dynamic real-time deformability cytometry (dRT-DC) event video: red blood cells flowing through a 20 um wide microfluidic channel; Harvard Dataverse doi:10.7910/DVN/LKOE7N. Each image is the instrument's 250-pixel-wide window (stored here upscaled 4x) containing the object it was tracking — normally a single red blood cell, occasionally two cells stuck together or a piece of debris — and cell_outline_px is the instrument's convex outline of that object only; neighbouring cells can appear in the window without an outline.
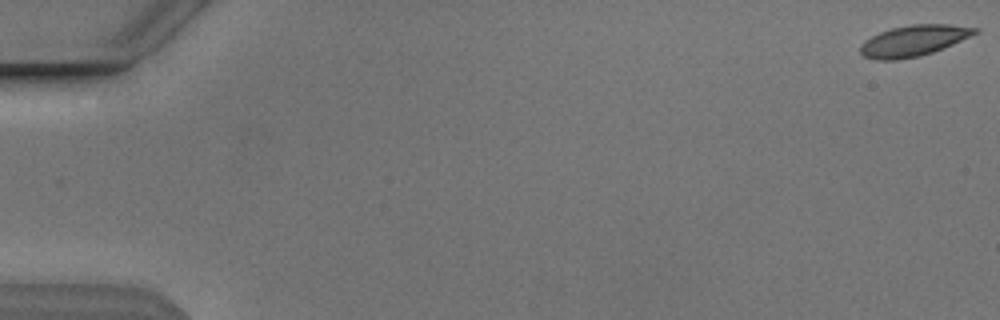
{"species": "Egyptian fruit bat (a non-hibernating species)", "species_latin": "Rousettus aegyptiacus", "temperature_condition": "cold", "stored_images_in_passage": 55, "camera_frame_rate_fps": 3000, "um_per_image_px": 0.085, "animal": {"sex": "male"}, "frame": {"image": 1, "passage_image": 1, "time_ms": 0.0, "image_size_px": [1000, 320], "cell_outline_px": [[980, 32], [952, 44], [932, 52], [920, 56], [896, 60], [876, 60], [864, 56], [860, 52], [860, 44], [864, 40], [880, 32], [892, 28], [912, 24], [948, 24], [980, 28]], "centroid_in_image_um": [77.65, 3.45], "position_along_channel_um": 7.3, "area_um2": 20.63}}
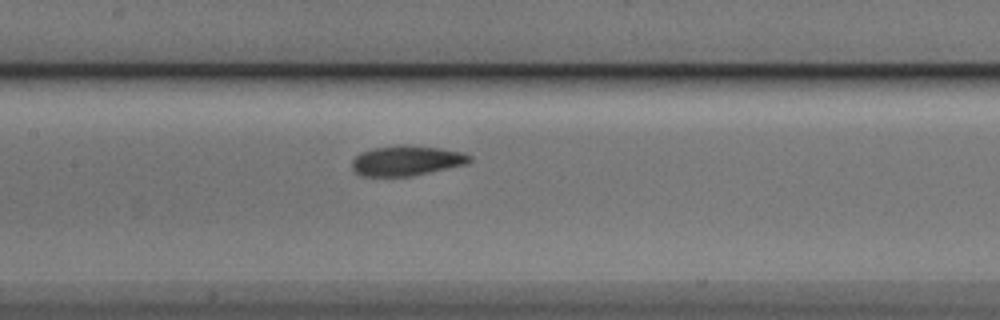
{"frame": {"image": 2, "passage_image": 27, "time_ms": 8.667, "image_size_px": [1000, 320], "cell_outline_px": [[472, 160], [468, 164], [412, 176], [360, 176], [352, 168], [352, 160], [360, 152], [372, 148], [400, 144], [408, 144], [440, 148], [464, 152], [472, 156]], "centroid_in_image_um": [34.58, 13.64], "position_along_channel_um": 172.8, "area_um2": 20.98}}
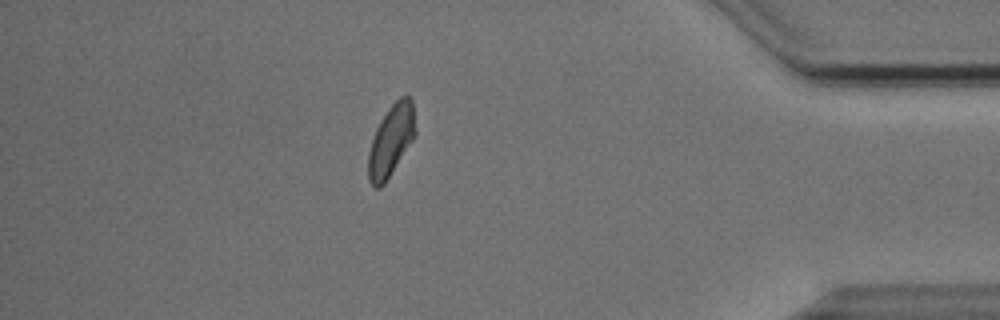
{"frame": {"image": 3, "passage_image": 48, "time_ms": 15.667, "image_size_px": [1000, 320], "cell_outline_px": [[416, 136], [384, 184], [380, 188], [376, 188], [368, 180], [368, 152], [376, 128], [380, 120], [388, 108], [400, 96], [408, 96], [412, 100], [416, 128]], "centroid_in_image_um": [33.25, 11.94], "position_along_channel_um": 402.0, "area_um2": 19.65}, "authors_computed_cell_mechanics": {"area_um2": 20.3456, "velocity_mm_per_s": 3.8147, "shape_relaxation_time_tau1_ms": 3.781, "shape_relaxation_time_tau2_ms": 2.5928, "deformation_change_tau1": 0.112, "deformation_change_tau2": 0.053}}